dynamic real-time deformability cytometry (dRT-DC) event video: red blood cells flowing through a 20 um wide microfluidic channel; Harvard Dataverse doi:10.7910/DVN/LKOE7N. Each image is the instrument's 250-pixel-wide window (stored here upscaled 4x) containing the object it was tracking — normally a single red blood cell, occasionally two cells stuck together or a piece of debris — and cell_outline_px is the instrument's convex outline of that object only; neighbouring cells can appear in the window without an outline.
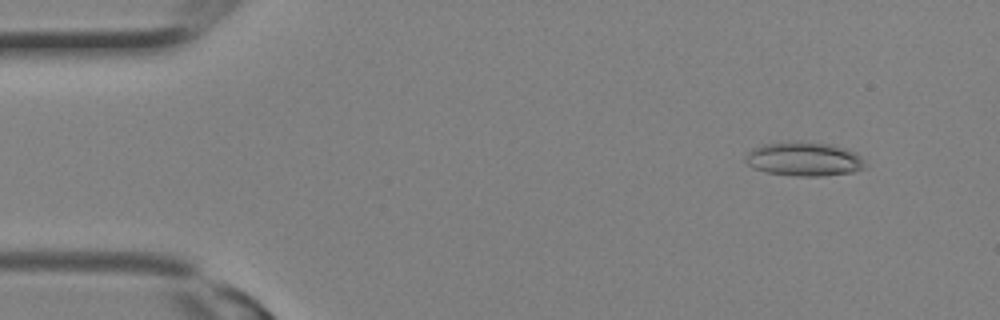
{"species": "Egyptian fruit bat (a non-hibernating species)", "species_latin": "Rousettus aegyptiacus", "temperature_condition": "room temperature", "stored_images_in_passage": 14, "camera_frame_rate_fps": 3000, "um_per_image_px": 0.085, "animal": {"sex": "female"}, "frame": {"image": 1, "passage_image": 3, "time_ms": 0.667, "image_size_px": [1000, 320], "cell_outline_px": [[868, 168], [852, 172], [824, 176], [796, 176], [764, 172], [752, 168], [744, 160], [748, 152], [752, 148], [760, 144], [800, 140], [832, 144], [856, 152], [868, 164]], "centroid_in_image_um": [68.36, 13.51], "position_along_channel_um": 16.6, "area_um2": 24.39}}
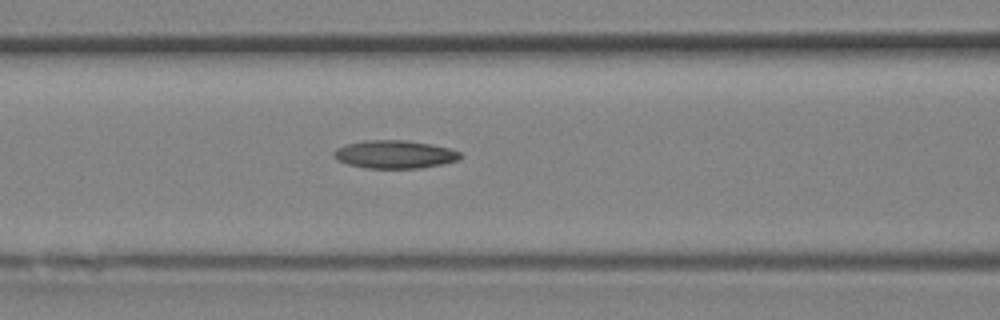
{"frame": {"image": 2, "passage_image": 12, "time_ms": 3.667, "image_size_px": [1000, 320], "cell_outline_px": [[460, 160], [420, 168], [364, 168], [348, 164], [336, 160], [332, 156], [332, 152], [336, 148], [344, 144], [364, 140], [404, 140], [432, 144], [448, 148], [460, 152]], "centroid_in_image_um": [33.48, 13.12], "position_along_channel_um": 133.1, "area_um2": 20.81}}
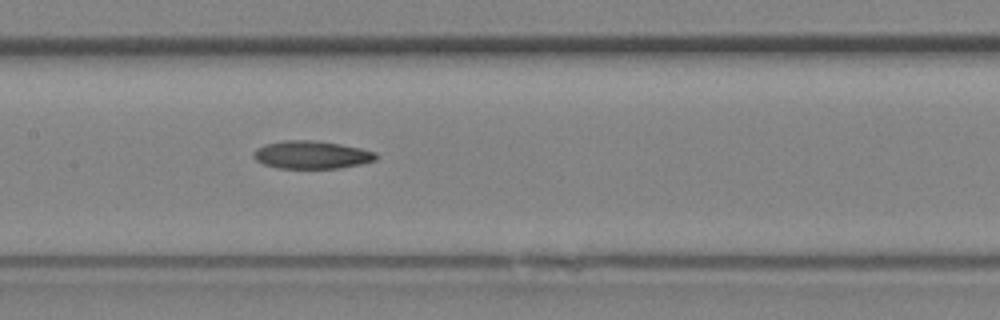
{"frame": {"image": 3, "passage_image": 14, "time_ms": 4.333, "image_size_px": [1000, 320], "cell_outline_px": [[380, 156], [376, 160], [360, 164], [340, 168], [276, 168], [264, 164], [256, 160], [252, 156], [252, 152], [256, 148], [264, 144], [284, 140], [316, 140], [340, 144], [360, 148], [376, 152]], "centroid_in_image_um": [26.48, 13.15], "position_along_channel_um": 180.9, "area_um2": 20.11}}